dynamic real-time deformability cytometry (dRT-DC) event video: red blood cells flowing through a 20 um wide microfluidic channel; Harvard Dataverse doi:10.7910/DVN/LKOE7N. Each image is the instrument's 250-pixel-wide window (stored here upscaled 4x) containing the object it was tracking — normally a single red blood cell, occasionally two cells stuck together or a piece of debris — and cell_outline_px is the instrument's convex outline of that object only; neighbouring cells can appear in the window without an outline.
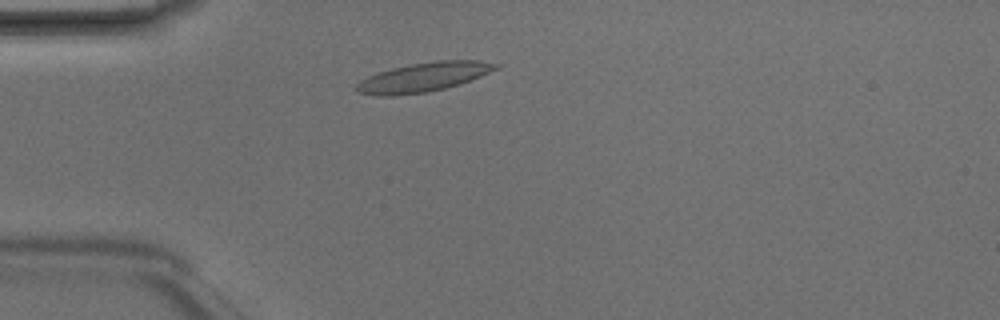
{"species": "Egyptian fruit bat (a non-hibernating species)", "species_latin": "Rousettus aegyptiacus", "temperature_condition": "room temperature", "stored_images_in_passage": 3, "camera_frame_rate_fps": 3000, "um_per_image_px": 0.085, "animal": {"sex": "male"}, "frame": {"image": 1, "passage_image": 2, "time_ms": 0.333, "image_size_px": [1000, 320], "cell_outline_px": [[500, 68], [460, 84], [444, 88], [424, 92], [392, 96], [376, 96], [356, 92], [356, 84], [360, 80], [368, 76], [392, 68], [412, 64], [436, 60], [480, 60], [500, 64]], "centroid_in_image_um": [36.01, 6.55], "position_along_channel_um": 49.0, "area_um2": 23.64}}